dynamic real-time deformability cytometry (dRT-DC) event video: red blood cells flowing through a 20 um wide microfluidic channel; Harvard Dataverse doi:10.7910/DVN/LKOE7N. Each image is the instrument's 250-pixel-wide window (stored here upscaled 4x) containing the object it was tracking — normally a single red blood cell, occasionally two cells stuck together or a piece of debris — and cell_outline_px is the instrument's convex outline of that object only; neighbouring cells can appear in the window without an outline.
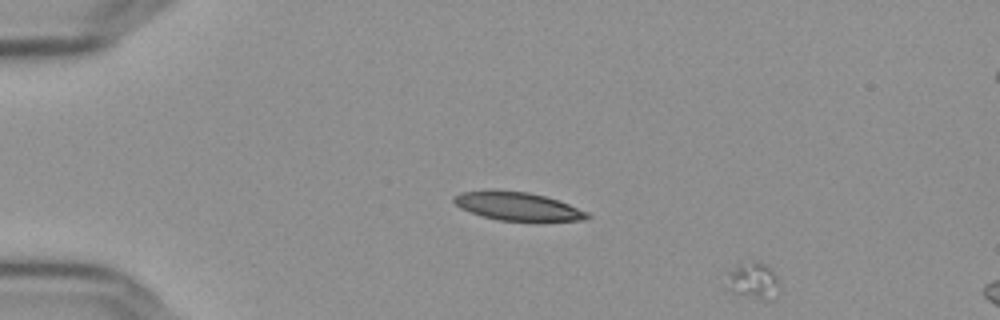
{"species": "Egyptian fruit bat (a non-hibernating species)", "species_latin": "Rousettus aegyptiacus", "temperature_condition": "cold", "stored_images_in_passage": 53, "camera_frame_rate_fps": 3000, "um_per_image_px": 0.085, "frame": {"image": 1, "passage_image": 1, "time_ms": 0.0, "image_size_px": [1000, 320], "cell_outline_px": [[780, 288], [776, 296], [772, 300], [764, 300], [732, 292], [724, 288], [728, 272], [740, 264], [752, 260], [756, 260], [772, 268], [780, 284]], "centroid_in_image_um": [64.03, 23.86], "position_along_channel_um": 21.0, "area_um2": 11.56}}